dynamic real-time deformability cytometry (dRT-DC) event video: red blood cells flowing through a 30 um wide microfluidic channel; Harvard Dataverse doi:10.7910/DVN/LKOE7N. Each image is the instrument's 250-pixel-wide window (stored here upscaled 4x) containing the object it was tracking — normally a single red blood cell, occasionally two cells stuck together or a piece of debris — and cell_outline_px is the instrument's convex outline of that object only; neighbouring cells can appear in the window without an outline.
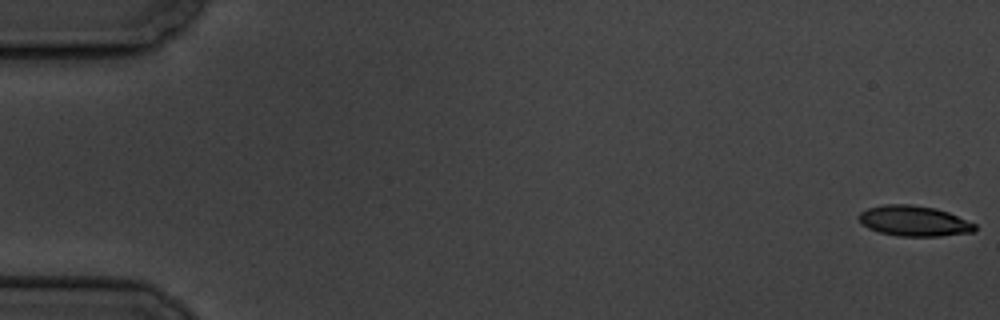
{"species": "common noctule bat (a hibernating species)", "species_latin": "Nyctalus noctula", "temperature_condition": "cold", "stored_images_in_passage": 6, "camera_frame_rate_fps": 3000, "um_per_image_px": 0.085, "animal": {"sex": "male", "body_mass_g": 19.5, "forearm_length_mm": 54.6}, "frame": {"image": 1, "passage_image": 1, "time_ms": 0.0, "image_size_px": [1000, 320], "cell_outline_px": [[976, 228], [972, 232], [940, 236], [896, 236], [880, 232], [868, 228], [856, 216], [860, 212], [868, 208], [884, 204], [912, 204], [936, 208], [948, 212], [976, 224]], "centroid_in_image_um": [77.68, 18.77], "position_along_channel_um": 7.3, "area_um2": 20.58}}